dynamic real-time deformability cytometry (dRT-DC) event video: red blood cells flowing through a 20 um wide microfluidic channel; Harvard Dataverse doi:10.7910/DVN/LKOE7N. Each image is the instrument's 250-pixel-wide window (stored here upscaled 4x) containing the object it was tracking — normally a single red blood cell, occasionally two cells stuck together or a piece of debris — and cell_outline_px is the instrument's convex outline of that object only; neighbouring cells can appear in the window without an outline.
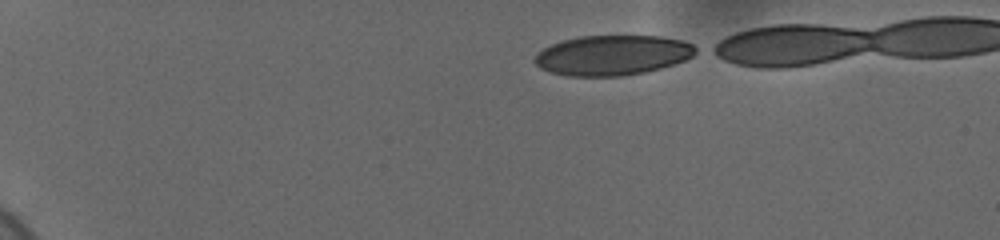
{"species": "human", "species_latin": "Homo sapiens", "temperature_condition": "cold", "stored_images_in_passage": 41, "camera_frame_rate_fps": 3000, "um_per_image_px": 0.085, "donor": {"sex": "female"}, "frame": {"image": 1, "passage_image": 1, "time_ms": 0.0, "image_size_px": [1000, 240], "cell_outline_px": [[700, 52], [684, 60], [660, 68], [644, 72], [620, 76], [568, 76], [552, 72], [540, 68], [532, 60], [536, 52], [552, 44], [564, 40], [580, 36], [660, 36], [680, 40], [692, 44], [700, 48]], "centroid_in_image_um": [52.06, 4.69], "position_along_channel_um": 32.9, "area_um2": 37.57}}
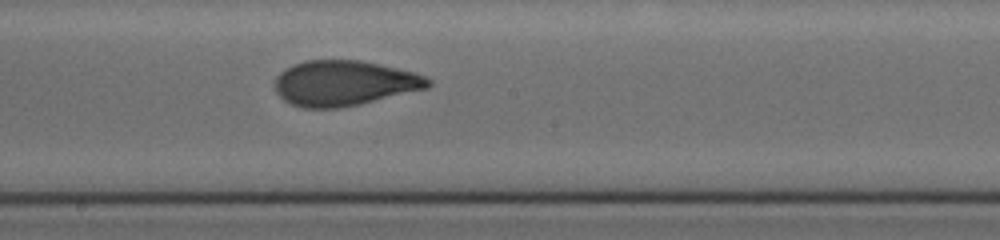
{"frame": {"image": 2, "passage_image": 24, "time_ms": 7.667, "image_size_px": [1000, 240], "cell_outline_px": [[432, 84], [428, 88], [360, 104], [336, 108], [304, 108], [292, 104], [284, 100], [276, 92], [276, 76], [284, 68], [292, 64], [304, 60], [360, 60], [380, 64], [416, 72], [432, 80]], "centroid_in_image_um": [29.27, 7.06], "position_along_channel_um": 218.9, "area_um2": 40.58}}
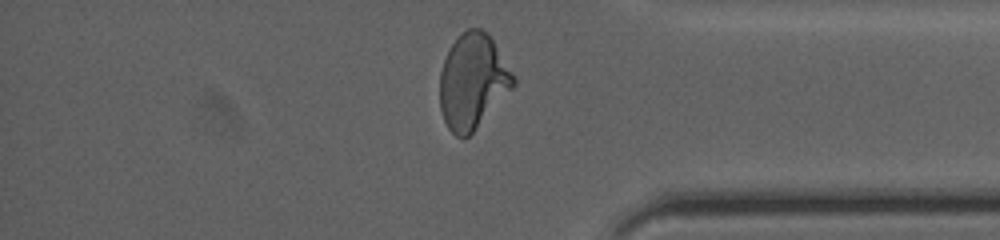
{"frame": {"image": 3, "passage_image": 39, "time_ms": 12.667, "image_size_px": [1000, 240], "cell_outline_px": [[516, 84], [472, 132], [464, 140], [456, 136], [448, 128], [444, 120], [440, 108], [440, 72], [444, 60], [452, 44], [468, 28], [480, 28], [488, 32], [516, 80]], "centroid_in_image_um": [40.17, 6.93], "position_along_channel_um": 395.0, "area_um2": 40.11}, "authors_computed_cell_mechanics": {"area_um2": 40.0554, "velocity_mm_per_s": 3.6837, "shape_relaxation_time_tau1_ms": 4.8506, "shape_relaxation_time_tau2_ms": 1.1088, "deformation_change_tau1": 0.2048, "deformation_change_tau2": 0.0733}}